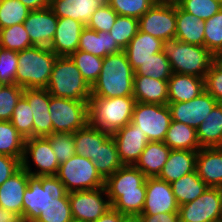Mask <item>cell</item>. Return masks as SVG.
<instances>
[{"mask_svg": "<svg viewBox=\"0 0 222 222\" xmlns=\"http://www.w3.org/2000/svg\"><path fill=\"white\" fill-rule=\"evenodd\" d=\"M155 3L156 0H108V4L118 15L137 19L143 16Z\"/></svg>", "mask_w": 222, "mask_h": 222, "instance_id": "bcb514c9", "label": "cell"}, {"mask_svg": "<svg viewBox=\"0 0 222 222\" xmlns=\"http://www.w3.org/2000/svg\"><path fill=\"white\" fill-rule=\"evenodd\" d=\"M195 170L208 187L222 188V147L200 148Z\"/></svg>", "mask_w": 222, "mask_h": 222, "instance_id": "44dd1931", "label": "cell"}, {"mask_svg": "<svg viewBox=\"0 0 222 222\" xmlns=\"http://www.w3.org/2000/svg\"><path fill=\"white\" fill-rule=\"evenodd\" d=\"M30 174L22 167L0 185V207L19 214L23 219V195Z\"/></svg>", "mask_w": 222, "mask_h": 222, "instance_id": "7402d4cb", "label": "cell"}, {"mask_svg": "<svg viewBox=\"0 0 222 222\" xmlns=\"http://www.w3.org/2000/svg\"><path fill=\"white\" fill-rule=\"evenodd\" d=\"M196 132L201 148L222 147V104L216 105Z\"/></svg>", "mask_w": 222, "mask_h": 222, "instance_id": "1f68e13d", "label": "cell"}, {"mask_svg": "<svg viewBox=\"0 0 222 222\" xmlns=\"http://www.w3.org/2000/svg\"><path fill=\"white\" fill-rule=\"evenodd\" d=\"M35 222H74L68 193L60 199H50Z\"/></svg>", "mask_w": 222, "mask_h": 222, "instance_id": "ab89813d", "label": "cell"}, {"mask_svg": "<svg viewBox=\"0 0 222 222\" xmlns=\"http://www.w3.org/2000/svg\"><path fill=\"white\" fill-rule=\"evenodd\" d=\"M0 222H23V219L19 214L0 207Z\"/></svg>", "mask_w": 222, "mask_h": 222, "instance_id": "6f0895ef", "label": "cell"}, {"mask_svg": "<svg viewBox=\"0 0 222 222\" xmlns=\"http://www.w3.org/2000/svg\"><path fill=\"white\" fill-rule=\"evenodd\" d=\"M25 140L10 121H0V154L22 161Z\"/></svg>", "mask_w": 222, "mask_h": 222, "instance_id": "d590c367", "label": "cell"}, {"mask_svg": "<svg viewBox=\"0 0 222 222\" xmlns=\"http://www.w3.org/2000/svg\"><path fill=\"white\" fill-rule=\"evenodd\" d=\"M58 17L50 7L30 11L23 22L34 46L50 47L56 33Z\"/></svg>", "mask_w": 222, "mask_h": 222, "instance_id": "e0dca14e", "label": "cell"}, {"mask_svg": "<svg viewBox=\"0 0 222 222\" xmlns=\"http://www.w3.org/2000/svg\"><path fill=\"white\" fill-rule=\"evenodd\" d=\"M180 222L222 221V188L208 187L195 200L179 206Z\"/></svg>", "mask_w": 222, "mask_h": 222, "instance_id": "7c38bea8", "label": "cell"}, {"mask_svg": "<svg viewBox=\"0 0 222 222\" xmlns=\"http://www.w3.org/2000/svg\"><path fill=\"white\" fill-rule=\"evenodd\" d=\"M204 91V78L173 72L168 79V103L191 101Z\"/></svg>", "mask_w": 222, "mask_h": 222, "instance_id": "cb8c5ba5", "label": "cell"}, {"mask_svg": "<svg viewBox=\"0 0 222 222\" xmlns=\"http://www.w3.org/2000/svg\"><path fill=\"white\" fill-rule=\"evenodd\" d=\"M69 57L81 72L83 79L92 87L99 78L103 58L82 50H76Z\"/></svg>", "mask_w": 222, "mask_h": 222, "instance_id": "8d00e7d4", "label": "cell"}, {"mask_svg": "<svg viewBox=\"0 0 222 222\" xmlns=\"http://www.w3.org/2000/svg\"><path fill=\"white\" fill-rule=\"evenodd\" d=\"M134 74L124 50L107 55L99 78L91 87V97L133 96Z\"/></svg>", "mask_w": 222, "mask_h": 222, "instance_id": "7a4b0ae2", "label": "cell"}, {"mask_svg": "<svg viewBox=\"0 0 222 222\" xmlns=\"http://www.w3.org/2000/svg\"><path fill=\"white\" fill-rule=\"evenodd\" d=\"M94 166L104 180L123 166L112 135L99 147L98 161H94Z\"/></svg>", "mask_w": 222, "mask_h": 222, "instance_id": "e575fe53", "label": "cell"}, {"mask_svg": "<svg viewBox=\"0 0 222 222\" xmlns=\"http://www.w3.org/2000/svg\"><path fill=\"white\" fill-rule=\"evenodd\" d=\"M59 164L75 154L73 133H53L47 136Z\"/></svg>", "mask_w": 222, "mask_h": 222, "instance_id": "c3c4849f", "label": "cell"}, {"mask_svg": "<svg viewBox=\"0 0 222 222\" xmlns=\"http://www.w3.org/2000/svg\"><path fill=\"white\" fill-rule=\"evenodd\" d=\"M164 143L175 150L198 151L201 147L197 138L196 129L183 124L182 122L172 121L166 132Z\"/></svg>", "mask_w": 222, "mask_h": 222, "instance_id": "d6a6232c", "label": "cell"}, {"mask_svg": "<svg viewBox=\"0 0 222 222\" xmlns=\"http://www.w3.org/2000/svg\"><path fill=\"white\" fill-rule=\"evenodd\" d=\"M85 27L82 22L72 18H58L56 33L49 48L57 56H69L78 49L80 35Z\"/></svg>", "mask_w": 222, "mask_h": 222, "instance_id": "ffe728a7", "label": "cell"}, {"mask_svg": "<svg viewBox=\"0 0 222 222\" xmlns=\"http://www.w3.org/2000/svg\"><path fill=\"white\" fill-rule=\"evenodd\" d=\"M138 30L137 18L118 15L109 33L124 50L132 38L137 34Z\"/></svg>", "mask_w": 222, "mask_h": 222, "instance_id": "ee69618b", "label": "cell"}, {"mask_svg": "<svg viewBox=\"0 0 222 222\" xmlns=\"http://www.w3.org/2000/svg\"><path fill=\"white\" fill-rule=\"evenodd\" d=\"M26 98L33 111V137H47L53 134V124L49 112L50 93L47 89H24Z\"/></svg>", "mask_w": 222, "mask_h": 222, "instance_id": "d6986e66", "label": "cell"}, {"mask_svg": "<svg viewBox=\"0 0 222 222\" xmlns=\"http://www.w3.org/2000/svg\"><path fill=\"white\" fill-rule=\"evenodd\" d=\"M179 0H156L158 3H174L176 4Z\"/></svg>", "mask_w": 222, "mask_h": 222, "instance_id": "680465c9", "label": "cell"}, {"mask_svg": "<svg viewBox=\"0 0 222 222\" xmlns=\"http://www.w3.org/2000/svg\"><path fill=\"white\" fill-rule=\"evenodd\" d=\"M197 153L198 151L171 149L167 162L157 178L172 183L182 176L194 172Z\"/></svg>", "mask_w": 222, "mask_h": 222, "instance_id": "484cf974", "label": "cell"}, {"mask_svg": "<svg viewBox=\"0 0 222 222\" xmlns=\"http://www.w3.org/2000/svg\"><path fill=\"white\" fill-rule=\"evenodd\" d=\"M64 184L55 176H29L23 195V222H35L50 199L67 194Z\"/></svg>", "mask_w": 222, "mask_h": 222, "instance_id": "52a82bcc", "label": "cell"}, {"mask_svg": "<svg viewBox=\"0 0 222 222\" xmlns=\"http://www.w3.org/2000/svg\"><path fill=\"white\" fill-rule=\"evenodd\" d=\"M137 218L140 222H180L178 212L139 215Z\"/></svg>", "mask_w": 222, "mask_h": 222, "instance_id": "db71d44e", "label": "cell"}, {"mask_svg": "<svg viewBox=\"0 0 222 222\" xmlns=\"http://www.w3.org/2000/svg\"><path fill=\"white\" fill-rule=\"evenodd\" d=\"M139 31L162 41L176 34V4L156 2L138 19Z\"/></svg>", "mask_w": 222, "mask_h": 222, "instance_id": "5bb4252c", "label": "cell"}, {"mask_svg": "<svg viewBox=\"0 0 222 222\" xmlns=\"http://www.w3.org/2000/svg\"><path fill=\"white\" fill-rule=\"evenodd\" d=\"M24 88L16 84L4 85L0 90V121H10Z\"/></svg>", "mask_w": 222, "mask_h": 222, "instance_id": "7dc6e473", "label": "cell"}, {"mask_svg": "<svg viewBox=\"0 0 222 222\" xmlns=\"http://www.w3.org/2000/svg\"><path fill=\"white\" fill-rule=\"evenodd\" d=\"M162 40L138 30L124 49L128 61L135 71L141 63L152 57V54L162 51Z\"/></svg>", "mask_w": 222, "mask_h": 222, "instance_id": "83f0119b", "label": "cell"}, {"mask_svg": "<svg viewBox=\"0 0 222 222\" xmlns=\"http://www.w3.org/2000/svg\"><path fill=\"white\" fill-rule=\"evenodd\" d=\"M74 222H93L112 207L105 186L68 193Z\"/></svg>", "mask_w": 222, "mask_h": 222, "instance_id": "4fadbf2b", "label": "cell"}, {"mask_svg": "<svg viewBox=\"0 0 222 222\" xmlns=\"http://www.w3.org/2000/svg\"><path fill=\"white\" fill-rule=\"evenodd\" d=\"M22 2L28 9L41 10L50 7V0H19Z\"/></svg>", "mask_w": 222, "mask_h": 222, "instance_id": "9f6ffc18", "label": "cell"}, {"mask_svg": "<svg viewBox=\"0 0 222 222\" xmlns=\"http://www.w3.org/2000/svg\"><path fill=\"white\" fill-rule=\"evenodd\" d=\"M77 50L105 58L107 55L118 53L123 49L117 44V41L113 39L109 32H97L85 27L81 32Z\"/></svg>", "mask_w": 222, "mask_h": 222, "instance_id": "4316f807", "label": "cell"}, {"mask_svg": "<svg viewBox=\"0 0 222 222\" xmlns=\"http://www.w3.org/2000/svg\"><path fill=\"white\" fill-rule=\"evenodd\" d=\"M105 188L114 209L132 218H137L142 213L146 176L135 165L120 167L105 180Z\"/></svg>", "mask_w": 222, "mask_h": 222, "instance_id": "6da1fadb", "label": "cell"}, {"mask_svg": "<svg viewBox=\"0 0 222 222\" xmlns=\"http://www.w3.org/2000/svg\"><path fill=\"white\" fill-rule=\"evenodd\" d=\"M170 62L165 54L161 51L152 54V57L135 70L134 75L148 76L159 80H168L172 75Z\"/></svg>", "mask_w": 222, "mask_h": 222, "instance_id": "f35d334b", "label": "cell"}, {"mask_svg": "<svg viewBox=\"0 0 222 222\" xmlns=\"http://www.w3.org/2000/svg\"><path fill=\"white\" fill-rule=\"evenodd\" d=\"M57 55L48 47L31 46L18 52L15 84L24 89H46Z\"/></svg>", "mask_w": 222, "mask_h": 222, "instance_id": "277c9868", "label": "cell"}, {"mask_svg": "<svg viewBox=\"0 0 222 222\" xmlns=\"http://www.w3.org/2000/svg\"><path fill=\"white\" fill-rule=\"evenodd\" d=\"M205 21L182 10L176 4V34L181 42L204 46Z\"/></svg>", "mask_w": 222, "mask_h": 222, "instance_id": "f546056e", "label": "cell"}, {"mask_svg": "<svg viewBox=\"0 0 222 222\" xmlns=\"http://www.w3.org/2000/svg\"><path fill=\"white\" fill-rule=\"evenodd\" d=\"M34 46L23 23L0 29V47L7 50L22 51Z\"/></svg>", "mask_w": 222, "mask_h": 222, "instance_id": "74e56055", "label": "cell"}, {"mask_svg": "<svg viewBox=\"0 0 222 222\" xmlns=\"http://www.w3.org/2000/svg\"><path fill=\"white\" fill-rule=\"evenodd\" d=\"M126 218L127 217L123 213L111 207L101 217L93 222H123Z\"/></svg>", "mask_w": 222, "mask_h": 222, "instance_id": "11a10c76", "label": "cell"}, {"mask_svg": "<svg viewBox=\"0 0 222 222\" xmlns=\"http://www.w3.org/2000/svg\"><path fill=\"white\" fill-rule=\"evenodd\" d=\"M30 11L19 0H0V29L23 23Z\"/></svg>", "mask_w": 222, "mask_h": 222, "instance_id": "b9f144b4", "label": "cell"}, {"mask_svg": "<svg viewBox=\"0 0 222 222\" xmlns=\"http://www.w3.org/2000/svg\"><path fill=\"white\" fill-rule=\"evenodd\" d=\"M170 151L164 142L149 141L135 166L146 177H157L167 162Z\"/></svg>", "mask_w": 222, "mask_h": 222, "instance_id": "4dcf8cb0", "label": "cell"}, {"mask_svg": "<svg viewBox=\"0 0 222 222\" xmlns=\"http://www.w3.org/2000/svg\"><path fill=\"white\" fill-rule=\"evenodd\" d=\"M3 86H4V84H2V83L0 82V90L2 89Z\"/></svg>", "mask_w": 222, "mask_h": 222, "instance_id": "6125c7cd", "label": "cell"}, {"mask_svg": "<svg viewBox=\"0 0 222 222\" xmlns=\"http://www.w3.org/2000/svg\"><path fill=\"white\" fill-rule=\"evenodd\" d=\"M176 4L182 10L204 21L218 13L222 8V2L219 0H179Z\"/></svg>", "mask_w": 222, "mask_h": 222, "instance_id": "f6af8a7d", "label": "cell"}, {"mask_svg": "<svg viewBox=\"0 0 222 222\" xmlns=\"http://www.w3.org/2000/svg\"><path fill=\"white\" fill-rule=\"evenodd\" d=\"M175 200L179 206L195 200L208 188L196 170L171 183Z\"/></svg>", "mask_w": 222, "mask_h": 222, "instance_id": "836d02e7", "label": "cell"}, {"mask_svg": "<svg viewBox=\"0 0 222 222\" xmlns=\"http://www.w3.org/2000/svg\"><path fill=\"white\" fill-rule=\"evenodd\" d=\"M133 86V97L136 102L159 105L168 104V80L134 75Z\"/></svg>", "mask_w": 222, "mask_h": 222, "instance_id": "d4e9b609", "label": "cell"}, {"mask_svg": "<svg viewBox=\"0 0 222 222\" xmlns=\"http://www.w3.org/2000/svg\"><path fill=\"white\" fill-rule=\"evenodd\" d=\"M205 91L222 104V66L215 61L204 78Z\"/></svg>", "mask_w": 222, "mask_h": 222, "instance_id": "816d5d0a", "label": "cell"}, {"mask_svg": "<svg viewBox=\"0 0 222 222\" xmlns=\"http://www.w3.org/2000/svg\"><path fill=\"white\" fill-rule=\"evenodd\" d=\"M18 68V52L0 47V82L4 85L15 84Z\"/></svg>", "mask_w": 222, "mask_h": 222, "instance_id": "681fc988", "label": "cell"}, {"mask_svg": "<svg viewBox=\"0 0 222 222\" xmlns=\"http://www.w3.org/2000/svg\"><path fill=\"white\" fill-rule=\"evenodd\" d=\"M53 133H75L89 122V102L50 97Z\"/></svg>", "mask_w": 222, "mask_h": 222, "instance_id": "9c48e42d", "label": "cell"}, {"mask_svg": "<svg viewBox=\"0 0 222 222\" xmlns=\"http://www.w3.org/2000/svg\"><path fill=\"white\" fill-rule=\"evenodd\" d=\"M139 129L136 124L130 122L112 134L123 165H135L149 142L147 136Z\"/></svg>", "mask_w": 222, "mask_h": 222, "instance_id": "ac0fdd59", "label": "cell"}, {"mask_svg": "<svg viewBox=\"0 0 222 222\" xmlns=\"http://www.w3.org/2000/svg\"><path fill=\"white\" fill-rule=\"evenodd\" d=\"M55 176L64 184L68 193L105 186V180L97 172L94 162L77 154L61 163Z\"/></svg>", "mask_w": 222, "mask_h": 222, "instance_id": "ba28073f", "label": "cell"}, {"mask_svg": "<svg viewBox=\"0 0 222 222\" xmlns=\"http://www.w3.org/2000/svg\"><path fill=\"white\" fill-rule=\"evenodd\" d=\"M123 222H140L138 218L127 217Z\"/></svg>", "mask_w": 222, "mask_h": 222, "instance_id": "91938a15", "label": "cell"}, {"mask_svg": "<svg viewBox=\"0 0 222 222\" xmlns=\"http://www.w3.org/2000/svg\"><path fill=\"white\" fill-rule=\"evenodd\" d=\"M59 165L47 137H32L25 140L21 167L31 176L56 175Z\"/></svg>", "mask_w": 222, "mask_h": 222, "instance_id": "8fae6325", "label": "cell"}, {"mask_svg": "<svg viewBox=\"0 0 222 222\" xmlns=\"http://www.w3.org/2000/svg\"><path fill=\"white\" fill-rule=\"evenodd\" d=\"M204 46L215 57L222 54V8L205 20Z\"/></svg>", "mask_w": 222, "mask_h": 222, "instance_id": "7bdbcfd3", "label": "cell"}, {"mask_svg": "<svg viewBox=\"0 0 222 222\" xmlns=\"http://www.w3.org/2000/svg\"><path fill=\"white\" fill-rule=\"evenodd\" d=\"M136 100L133 96L91 97L89 102V122L109 134L129 124Z\"/></svg>", "mask_w": 222, "mask_h": 222, "instance_id": "5b68a950", "label": "cell"}, {"mask_svg": "<svg viewBox=\"0 0 222 222\" xmlns=\"http://www.w3.org/2000/svg\"><path fill=\"white\" fill-rule=\"evenodd\" d=\"M171 120V111L168 104L136 102L131 123L136 124L149 141L164 142Z\"/></svg>", "mask_w": 222, "mask_h": 222, "instance_id": "30bf717a", "label": "cell"}, {"mask_svg": "<svg viewBox=\"0 0 222 222\" xmlns=\"http://www.w3.org/2000/svg\"><path fill=\"white\" fill-rule=\"evenodd\" d=\"M216 61L222 66V54L216 56Z\"/></svg>", "mask_w": 222, "mask_h": 222, "instance_id": "94428289", "label": "cell"}, {"mask_svg": "<svg viewBox=\"0 0 222 222\" xmlns=\"http://www.w3.org/2000/svg\"><path fill=\"white\" fill-rule=\"evenodd\" d=\"M172 72L205 78L216 57L205 46L181 42L177 37L162 42Z\"/></svg>", "mask_w": 222, "mask_h": 222, "instance_id": "3957f363", "label": "cell"}, {"mask_svg": "<svg viewBox=\"0 0 222 222\" xmlns=\"http://www.w3.org/2000/svg\"><path fill=\"white\" fill-rule=\"evenodd\" d=\"M178 209L171 183L157 177H146V196L140 215L178 212Z\"/></svg>", "mask_w": 222, "mask_h": 222, "instance_id": "2e32d148", "label": "cell"}, {"mask_svg": "<svg viewBox=\"0 0 222 222\" xmlns=\"http://www.w3.org/2000/svg\"><path fill=\"white\" fill-rule=\"evenodd\" d=\"M33 111L22 95L14 109L10 122L24 140L33 137Z\"/></svg>", "mask_w": 222, "mask_h": 222, "instance_id": "60d3db41", "label": "cell"}, {"mask_svg": "<svg viewBox=\"0 0 222 222\" xmlns=\"http://www.w3.org/2000/svg\"><path fill=\"white\" fill-rule=\"evenodd\" d=\"M118 14L110 7L109 4L98 8L91 16L86 27L95 31L109 32Z\"/></svg>", "mask_w": 222, "mask_h": 222, "instance_id": "f907efd6", "label": "cell"}, {"mask_svg": "<svg viewBox=\"0 0 222 222\" xmlns=\"http://www.w3.org/2000/svg\"><path fill=\"white\" fill-rule=\"evenodd\" d=\"M107 4L108 0H50V8L58 18L69 17L84 25L98 8Z\"/></svg>", "mask_w": 222, "mask_h": 222, "instance_id": "603a6c76", "label": "cell"}, {"mask_svg": "<svg viewBox=\"0 0 222 222\" xmlns=\"http://www.w3.org/2000/svg\"><path fill=\"white\" fill-rule=\"evenodd\" d=\"M218 102L206 91L191 101L168 103L172 121L182 122L197 129Z\"/></svg>", "mask_w": 222, "mask_h": 222, "instance_id": "9a60e30c", "label": "cell"}, {"mask_svg": "<svg viewBox=\"0 0 222 222\" xmlns=\"http://www.w3.org/2000/svg\"><path fill=\"white\" fill-rule=\"evenodd\" d=\"M46 89L55 97L85 102L91 98L90 85L69 56H57Z\"/></svg>", "mask_w": 222, "mask_h": 222, "instance_id": "8992f818", "label": "cell"}, {"mask_svg": "<svg viewBox=\"0 0 222 222\" xmlns=\"http://www.w3.org/2000/svg\"><path fill=\"white\" fill-rule=\"evenodd\" d=\"M111 134L97 129L90 122L73 133L75 154L98 161L99 147Z\"/></svg>", "mask_w": 222, "mask_h": 222, "instance_id": "f1b7e54d", "label": "cell"}, {"mask_svg": "<svg viewBox=\"0 0 222 222\" xmlns=\"http://www.w3.org/2000/svg\"><path fill=\"white\" fill-rule=\"evenodd\" d=\"M21 168V161L8 155L0 154V185Z\"/></svg>", "mask_w": 222, "mask_h": 222, "instance_id": "f5cc1de1", "label": "cell"}]
</instances>
